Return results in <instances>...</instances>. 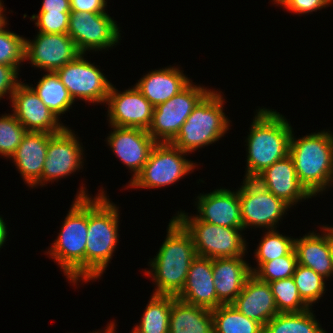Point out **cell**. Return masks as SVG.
<instances>
[{
  "instance_id": "cell-1",
  "label": "cell",
  "mask_w": 333,
  "mask_h": 333,
  "mask_svg": "<svg viewBox=\"0 0 333 333\" xmlns=\"http://www.w3.org/2000/svg\"><path fill=\"white\" fill-rule=\"evenodd\" d=\"M167 229L166 239L149 263L152 269L145 274L154 278L156 289L153 294L176 297L185 285L190 265L197 254L192 237L174 217Z\"/></svg>"
},
{
  "instance_id": "cell-2",
  "label": "cell",
  "mask_w": 333,
  "mask_h": 333,
  "mask_svg": "<svg viewBox=\"0 0 333 333\" xmlns=\"http://www.w3.org/2000/svg\"><path fill=\"white\" fill-rule=\"evenodd\" d=\"M292 127L279 112L258 109L247 138L245 179H255L266 168L289 155Z\"/></svg>"
},
{
  "instance_id": "cell-3",
  "label": "cell",
  "mask_w": 333,
  "mask_h": 333,
  "mask_svg": "<svg viewBox=\"0 0 333 333\" xmlns=\"http://www.w3.org/2000/svg\"><path fill=\"white\" fill-rule=\"evenodd\" d=\"M85 189L82 187L76 195L57 239L46 252L58 262L64 275L74 284L81 278L86 282L89 195Z\"/></svg>"
},
{
  "instance_id": "cell-4",
  "label": "cell",
  "mask_w": 333,
  "mask_h": 333,
  "mask_svg": "<svg viewBox=\"0 0 333 333\" xmlns=\"http://www.w3.org/2000/svg\"><path fill=\"white\" fill-rule=\"evenodd\" d=\"M104 192L88 197L86 282L100 278L118 243L119 210Z\"/></svg>"
},
{
  "instance_id": "cell-5",
  "label": "cell",
  "mask_w": 333,
  "mask_h": 333,
  "mask_svg": "<svg viewBox=\"0 0 333 333\" xmlns=\"http://www.w3.org/2000/svg\"><path fill=\"white\" fill-rule=\"evenodd\" d=\"M330 132L311 133L298 140L291 133L289 155L297 178L313 197L333 183V133Z\"/></svg>"
},
{
  "instance_id": "cell-6",
  "label": "cell",
  "mask_w": 333,
  "mask_h": 333,
  "mask_svg": "<svg viewBox=\"0 0 333 333\" xmlns=\"http://www.w3.org/2000/svg\"><path fill=\"white\" fill-rule=\"evenodd\" d=\"M223 103L221 91L210 90L194 107L171 144L190 153L218 141L230 126Z\"/></svg>"
},
{
  "instance_id": "cell-7",
  "label": "cell",
  "mask_w": 333,
  "mask_h": 333,
  "mask_svg": "<svg viewBox=\"0 0 333 333\" xmlns=\"http://www.w3.org/2000/svg\"><path fill=\"white\" fill-rule=\"evenodd\" d=\"M174 218L192 237L198 256L215 258L243 257L246 252V240L242 238L243 228H228L177 213Z\"/></svg>"
},
{
  "instance_id": "cell-8",
  "label": "cell",
  "mask_w": 333,
  "mask_h": 333,
  "mask_svg": "<svg viewBox=\"0 0 333 333\" xmlns=\"http://www.w3.org/2000/svg\"><path fill=\"white\" fill-rule=\"evenodd\" d=\"M185 154L171 143H156L142 171L127 187L154 189L174 184L196 167Z\"/></svg>"
},
{
  "instance_id": "cell-9",
  "label": "cell",
  "mask_w": 333,
  "mask_h": 333,
  "mask_svg": "<svg viewBox=\"0 0 333 333\" xmlns=\"http://www.w3.org/2000/svg\"><path fill=\"white\" fill-rule=\"evenodd\" d=\"M209 89L192 81L178 94L154 107L148 133L157 143H171L198 102Z\"/></svg>"
},
{
  "instance_id": "cell-10",
  "label": "cell",
  "mask_w": 333,
  "mask_h": 333,
  "mask_svg": "<svg viewBox=\"0 0 333 333\" xmlns=\"http://www.w3.org/2000/svg\"><path fill=\"white\" fill-rule=\"evenodd\" d=\"M238 195L243 230L248 226L275 230L282 215L290 208L255 179H244Z\"/></svg>"
},
{
  "instance_id": "cell-11",
  "label": "cell",
  "mask_w": 333,
  "mask_h": 333,
  "mask_svg": "<svg viewBox=\"0 0 333 333\" xmlns=\"http://www.w3.org/2000/svg\"><path fill=\"white\" fill-rule=\"evenodd\" d=\"M119 32L117 23L106 12L70 13L68 35L80 53L113 47L120 40Z\"/></svg>"
},
{
  "instance_id": "cell-12",
  "label": "cell",
  "mask_w": 333,
  "mask_h": 333,
  "mask_svg": "<svg viewBox=\"0 0 333 333\" xmlns=\"http://www.w3.org/2000/svg\"><path fill=\"white\" fill-rule=\"evenodd\" d=\"M83 55L80 53L55 72L74 101L80 98L91 103H106L112 83Z\"/></svg>"
},
{
  "instance_id": "cell-13",
  "label": "cell",
  "mask_w": 333,
  "mask_h": 333,
  "mask_svg": "<svg viewBox=\"0 0 333 333\" xmlns=\"http://www.w3.org/2000/svg\"><path fill=\"white\" fill-rule=\"evenodd\" d=\"M77 138L68 127L50 136L42 177L32 188L36 185L43 186L47 181L65 178L83 167V147Z\"/></svg>"
},
{
  "instance_id": "cell-14",
  "label": "cell",
  "mask_w": 333,
  "mask_h": 333,
  "mask_svg": "<svg viewBox=\"0 0 333 333\" xmlns=\"http://www.w3.org/2000/svg\"><path fill=\"white\" fill-rule=\"evenodd\" d=\"M80 52L68 34L38 32L35 40H26L24 60L46 72H55L73 61Z\"/></svg>"
},
{
  "instance_id": "cell-15",
  "label": "cell",
  "mask_w": 333,
  "mask_h": 333,
  "mask_svg": "<svg viewBox=\"0 0 333 333\" xmlns=\"http://www.w3.org/2000/svg\"><path fill=\"white\" fill-rule=\"evenodd\" d=\"M106 104L111 126L148 130L151 125L154 107L136 86L121 93L111 85Z\"/></svg>"
},
{
  "instance_id": "cell-16",
  "label": "cell",
  "mask_w": 333,
  "mask_h": 333,
  "mask_svg": "<svg viewBox=\"0 0 333 333\" xmlns=\"http://www.w3.org/2000/svg\"><path fill=\"white\" fill-rule=\"evenodd\" d=\"M13 115L27 131L57 134L66 126L42 102L31 85L20 83L11 96Z\"/></svg>"
},
{
  "instance_id": "cell-17",
  "label": "cell",
  "mask_w": 333,
  "mask_h": 333,
  "mask_svg": "<svg viewBox=\"0 0 333 333\" xmlns=\"http://www.w3.org/2000/svg\"><path fill=\"white\" fill-rule=\"evenodd\" d=\"M111 128L113 132L107 137L108 145L116 157L134 172L132 181L142 171L157 142L147 130L115 126Z\"/></svg>"
},
{
  "instance_id": "cell-18",
  "label": "cell",
  "mask_w": 333,
  "mask_h": 333,
  "mask_svg": "<svg viewBox=\"0 0 333 333\" xmlns=\"http://www.w3.org/2000/svg\"><path fill=\"white\" fill-rule=\"evenodd\" d=\"M255 180L290 207L300 200L312 197L297 178L296 169L290 155L273 163L261 172Z\"/></svg>"
},
{
  "instance_id": "cell-19",
  "label": "cell",
  "mask_w": 333,
  "mask_h": 333,
  "mask_svg": "<svg viewBox=\"0 0 333 333\" xmlns=\"http://www.w3.org/2000/svg\"><path fill=\"white\" fill-rule=\"evenodd\" d=\"M196 217L204 222L228 227L242 228L238 191L222 188L197 197Z\"/></svg>"
},
{
  "instance_id": "cell-20",
  "label": "cell",
  "mask_w": 333,
  "mask_h": 333,
  "mask_svg": "<svg viewBox=\"0 0 333 333\" xmlns=\"http://www.w3.org/2000/svg\"><path fill=\"white\" fill-rule=\"evenodd\" d=\"M213 279L212 259L197 255L190 265L185 285L176 297L188 304L211 310L217 308Z\"/></svg>"
},
{
  "instance_id": "cell-21",
  "label": "cell",
  "mask_w": 333,
  "mask_h": 333,
  "mask_svg": "<svg viewBox=\"0 0 333 333\" xmlns=\"http://www.w3.org/2000/svg\"><path fill=\"white\" fill-rule=\"evenodd\" d=\"M232 305L262 326L279 313L270 284L260 281L253 274L244 283L241 293Z\"/></svg>"
},
{
  "instance_id": "cell-22",
  "label": "cell",
  "mask_w": 333,
  "mask_h": 333,
  "mask_svg": "<svg viewBox=\"0 0 333 333\" xmlns=\"http://www.w3.org/2000/svg\"><path fill=\"white\" fill-rule=\"evenodd\" d=\"M212 269L218 306L232 304L252 275L243 257L212 259Z\"/></svg>"
},
{
  "instance_id": "cell-23",
  "label": "cell",
  "mask_w": 333,
  "mask_h": 333,
  "mask_svg": "<svg viewBox=\"0 0 333 333\" xmlns=\"http://www.w3.org/2000/svg\"><path fill=\"white\" fill-rule=\"evenodd\" d=\"M51 135L46 132L27 131L17 150L10 157L29 187L42 177Z\"/></svg>"
},
{
  "instance_id": "cell-24",
  "label": "cell",
  "mask_w": 333,
  "mask_h": 333,
  "mask_svg": "<svg viewBox=\"0 0 333 333\" xmlns=\"http://www.w3.org/2000/svg\"><path fill=\"white\" fill-rule=\"evenodd\" d=\"M190 82L179 68L168 67L149 72L135 86L156 107L178 94Z\"/></svg>"
},
{
  "instance_id": "cell-25",
  "label": "cell",
  "mask_w": 333,
  "mask_h": 333,
  "mask_svg": "<svg viewBox=\"0 0 333 333\" xmlns=\"http://www.w3.org/2000/svg\"><path fill=\"white\" fill-rule=\"evenodd\" d=\"M324 234L315 233L294 239V250L298 264L313 269L327 279L333 275V263L328 247V226L322 227Z\"/></svg>"
},
{
  "instance_id": "cell-26",
  "label": "cell",
  "mask_w": 333,
  "mask_h": 333,
  "mask_svg": "<svg viewBox=\"0 0 333 333\" xmlns=\"http://www.w3.org/2000/svg\"><path fill=\"white\" fill-rule=\"evenodd\" d=\"M169 333H214L211 309L176 297L171 304Z\"/></svg>"
},
{
  "instance_id": "cell-27",
  "label": "cell",
  "mask_w": 333,
  "mask_h": 333,
  "mask_svg": "<svg viewBox=\"0 0 333 333\" xmlns=\"http://www.w3.org/2000/svg\"><path fill=\"white\" fill-rule=\"evenodd\" d=\"M172 295L153 294L132 333H169L171 304L175 299Z\"/></svg>"
},
{
  "instance_id": "cell-28",
  "label": "cell",
  "mask_w": 333,
  "mask_h": 333,
  "mask_svg": "<svg viewBox=\"0 0 333 333\" xmlns=\"http://www.w3.org/2000/svg\"><path fill=\"white\" fill-rule=\"evenodd\" d=\"M311 311L278 313L263 326V333H327Z\"/></svg>"
},
{
  "instance_id": "cell-29",
  "label": "cell",
  "mask_w": 333,
  "mask_h": 333,
  "mask_svg": "<svg viewBox=\"0 0 333 333\" xmlns=\"http://www.w3.org/2000/svg\"><path fill=\"white\" fill-rule=\"evenodd\" d=\"M42 102L58 117L65 114L74 100L56 72H47L38 82L36 87H31Z\"/></svg>"
},
{
  "instance_id": "cell-30",
  "label": "cell",
  "mask_w": 333,
  "mask_h": 333,
  "mask_svg": "<svg viewBox=\"0 0 333 333\" xmlns=\"http://www.w3.org/2000/svg\"><path fill=\"white\" fill-rule=\"evenodd\" d=\"M214 333H263V326L239 312L232 304L211 310Z\"/></svg>"
},
{
  "instance_id": "cell-31",
  "label": "cell",
  "mask_w": 333,
  "mask_h": 333,
  "mask_svg": "<svg viewBox=\"0 0 333 333\" xmlns=\"http://www.w3.org/2000/svg\"><path fill=\"white\" fill-rule=\"evenodd\" d=\"M269 284L279 313L301 312L310 308L300 297L293 277Z\"/></svg>"
},
{
  "instance_id": "cell-32",
  "label": "cell",
  "mask_w": 333,
  "mask_h": 333,
  "mask_svg": "<svg viewBox=\"0 0 333 333\" xmlns=\"http://www.w3.org/2000/svg\"><path fill=\"white\" fill-rule=\"evenodd\" d=\"M292 277L300 297L310 308L325 293L326 279L311 268L297 264Z\"/></svg>"
},
{
  "instance_id": "cell-33",
  "label": "cell",
  "mask_w": 333,
  "mask_h": 333,
  "mask_svg": "<svg viewBox=\"0 0 333 333\" xmlns=\"http://www.w3.org/2000/svg\"><path fill=\"white\" fill-rule=\"evenodd\" d=\"M294 249V238L283 236L275 230H268L255 252L258 268L267 261L288 255Z\"/></svg>"
},
{
  "instance_id": "cell-34",
  "label": "cell",
  "mask_w": 333,
  "mask_h": 333,
  "mask_svg": "<svg viewBox=\"0 0 333 333\" xmlns=\"http://www.w3.org/2000/svg\"><path fill=\"white\" fill-rule=\"evenodd\" d=\"M297 264V255L293 249L288 255L264 262L259 268L251 267V272L260 281L269 283L292 277Z\"/></svg>"
},
{
  "instance_id": "cell-35",
  "label": "cell",
  "mask_w": 333,
  "mask_h": 333,
  "mask_svg": "<svg viewBox=\"0 0 333 333\" xmlns=\"http://www.w3.org/2000/svg\"><path fill=\"white\" fill-rule=\"evenodd\" d=\"M27 130L13 114L0 117V154L10 158L17 150Z\"/></svg>"
},
{
  "instance_id": "cell-36",
  "label": "cell",
  "mask_w": 333,
  "mask_h": 333,
  "mask_svg": "<svg viewBox=\"0 0 333 333\" xmlns=\"http://www.w3.org/2000/svg\"><path fill=\"white\" fill-rule=\"evenodd\" d=\"M25 38L10 32L5 27L0 30V64L14 66L19 70L24 62Z\"/></svg>"
},
{
  "instance_id": "cell-37",
  "label": "cell",
  "mask_w": 333,
  "mask_h": 333,
  "mask_svg": "<svg viewBox=\"0 0 333 333\" xmlns=\"http://www.w3.org/2000/svg\"><path fill=\"white\" fill-rule=\"evenodd\" d=\"M71 12H39L32 15L35 25L41 33L68 34L69 16Z\"/></svg>"
},
{
  "instance_id": "cell-38",
  "label": "cell",
  "mask_w": 333,
  "mask_h": 333,
  "mask_svg": "<svg viewBox=\"0 0 333 333\" xmlns=\"http://www.w3.org/2000/svg\"><path fill=\"white\" fill-rule=\"evenodd\" d=\"M18 69L14 66L0 64V99L4 98L5 94H9L10 99L21 81L18 78Z\"/></svg>"
},
{
  "instance_id": "cell-39",
  "label": "cell",
  "mask_w": 333,
  "mask_h": 333,
  "mask_svg": "<svg viewBox=\"0 0 333 333\" xmlns=\"http://www.w3.org/2000/svg\"><path fill=\"white\" fill-rule=\"evenodd\" d=\"M333 0H288L283 6L298 14H306L309 12L317 11L331 5Z\"/></svg>"
},
{
  "instance_id": "cell-40",
  "label": "cell",
  "mask_w": 333,
  "mask_h": 333,
  "mask_svg": "<svg viewBox=\"0 0 333 333\" xmlns=\"http://www.w3.org/2000/svg\"><path fill=\"white\" fill-rule=\"evenodd\" d=\"M106 0H70L71 11L103 13Z\"/></svg>"
},
{
  "instance_id": "cell-41",
  "label": "cell",
  "mask_w": 333,
  "mask_h": 333,
  "mask_svg": "<svg viewBox=\"0 0 333 333\" xmlns=\"http://www.w3.org/2000/svg\"><path fill=\"white\" fill-rule=\"evenodd\" d=\"M39 12H71L70 0H43Z\"/></svg>"
},
{
  "instance_id": "cell-42",
  "label": "cell",
  "mask_w": 333,
  "mask_h": 333,
  "mask_svg": "<svg viewBox=\"0 0 333 333\" xmlns=\"http://www.w3.org/2000/svg\"><path fill=\"white\" fill-rule=\"evenodd\" d=\"M6 237H7V227L3 218L0 216V248L3 246L4 242L6 241Z\"/></svg>"
},
{
  "instance_id": "cell-43",
  "label": "cell",
  "mask_w": 333,
  "mask_h": 333,
  "mask_svg": "<svg viewBox=\"0 0 333 333\" xmlns=\"http://www.w3.org/2000/svg\"><path fill=\"white\" fill-rule=\"evenodd\" d=\"M328 247L330 251V257L333 263V227L328 226Z\"/></svg>"
},
{
  "instance_id": "cell-44",
  "label": "cell",
  "mask_w": 333,
  "mask_h": 333,
  "mask_svg": "<svg viewBox=\"0 0 333 333\" xmlns=\"http://www.w3.org/2000/svg\"><path fill=\"white\" fill-rule=\"evenodd\" d=\"M3 4L0 0V30H2L6 25H7V18L4 16L5 14L3 13L5 10H3Z\"/></svg>"
},
{
  "instance_id": "cell-45",
  "label": "cell",
  "mask_w": 333,
  "mask_h": 333,
  "mask_svg": "<svg viewBox=\"0 0 333 333\" xmlns=\"http://www.w3.org/2000/svg\"><path fill=\"white\" fill-rule=\"evenodd\" d=\"M107 329H105V332L103 333H115V323L114 322H111L109 324V326L106 327ZM98 333H101V332H98Z\"/></svg>"
},
{
  "instance_id": "cell-46",
  "label": "cell",
  "mask_w": 333,
  "mask_h": 333,
  "mask_svg": "<svg viewBox=\"0 0 333 333\" xmlns=\"http://www.w3.org/2000/svg\"><path fill=\"white\" fill-rule=\"evenodd\" d=\"M276 4L278 3V5H284L288 0H273Z\"/></svg>"
}]
</instances>
